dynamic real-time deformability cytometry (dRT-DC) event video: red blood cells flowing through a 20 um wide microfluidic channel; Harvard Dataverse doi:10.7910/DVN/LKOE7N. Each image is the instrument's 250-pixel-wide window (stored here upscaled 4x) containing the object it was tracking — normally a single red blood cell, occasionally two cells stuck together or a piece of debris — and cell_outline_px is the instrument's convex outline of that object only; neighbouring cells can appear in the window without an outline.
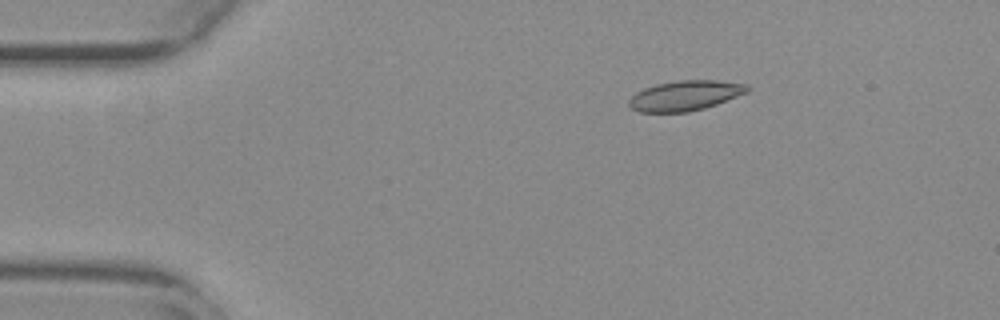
{"species": "common noctule bat (a hibernating species)", "species_latin": "Nyctalus noctula", "temperature_condition": "warm", "stored_images_in_passage": 24, "camera_frame_rate_fps": 3000, "um_per_image_px": 0.085, "animal": {"sex": "female", "body_mass_g": 29.2, "forearm_length_mm": 56.3}, "frame": {"image": 1, "passage_image": 1, "time_ms": 0.0, "image_size_px": [1000, 320], "cell_outline_px": [[752, 88], [748, 92], [716, 104], [704, 108], [688, 112], [640, 112], [632, 108], [628, 104], [628, 100], [636, 92], [644, 88], [656, 84], [676, 80], [716, 80], [748, 84]], "centroid_in_image_um": [58.25, 8.11], "position_along_channel_um": 26.7, "area_um2": 20.81}}
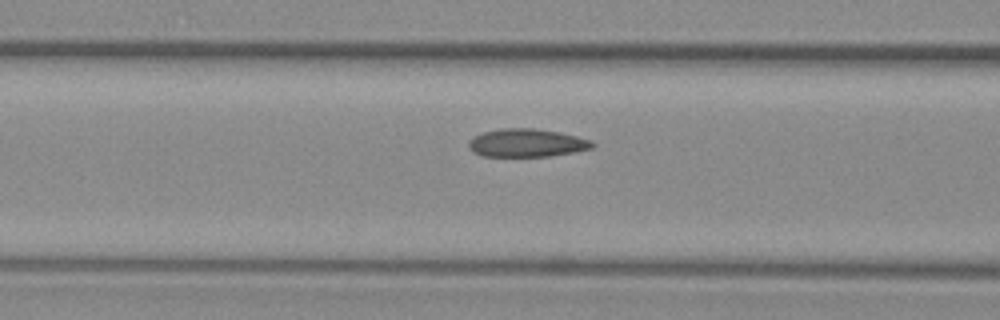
{"frame": {"image": 2, "passage_image": 14, "time_ms": 4.333, "image_size_px": [1000, 320], "cell_outline_px": [[596, 144], [592, 148], [572, 152], [548, 156], [484, 156], [472, 152], [468, 148], [468, 140], [472, 136], [484, 132], [500, 128], [532, 128], [556, 132], [576, 136], [592, 140]], "centroid_in_image_um": [44.72, 12.14], "position_along_channel_um": 121.9, "area_um2": 20.23}}
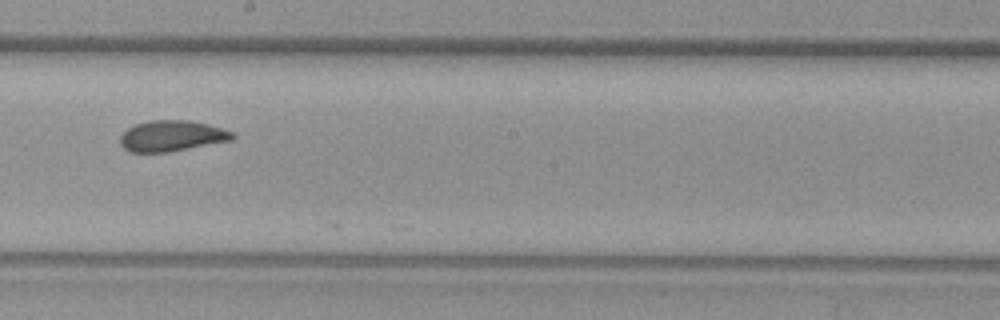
{"frame": {"image": 3, "passage_image": 23, "time_ms": 7.333, "image_size_px": [1000, 320], "cell_outline_px": [[236, 136], [232, 140], [168, 152], [128, 152], [120, 144], [120, 136], [128, 128], [136, 124], [152, 120], [188, 120], [208, 124], [224, 128], [236, 132]], "centroid_in_image_um": [14.64, 11.55], "position_along_channel_um": 233.6, "area_um2": 20.29}}